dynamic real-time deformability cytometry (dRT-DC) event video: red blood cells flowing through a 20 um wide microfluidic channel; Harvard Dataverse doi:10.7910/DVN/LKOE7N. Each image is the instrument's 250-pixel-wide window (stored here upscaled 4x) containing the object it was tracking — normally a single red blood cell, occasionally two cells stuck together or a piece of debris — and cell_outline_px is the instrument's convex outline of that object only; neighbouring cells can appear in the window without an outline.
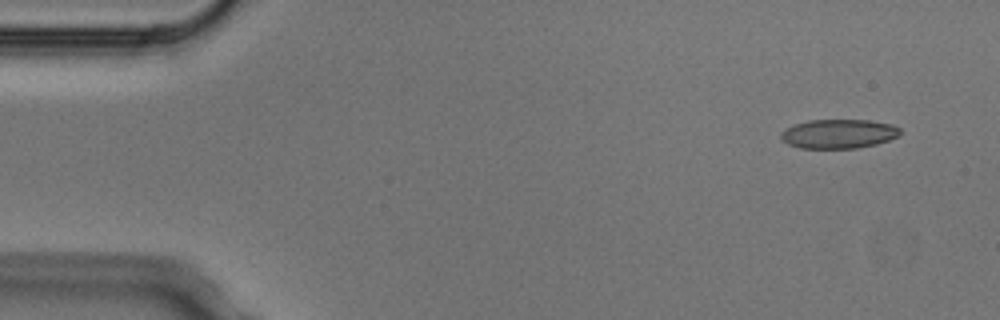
{"species": "Egyptian fruit bat (a non-hibernating species)", "species_latin": "Rousettus aegyptiacus", "temperature_condition": "cold", "stored_images_in_passage": 4, "camera_frame_rate_fps": 3000, "um_per_image_px": 0.085, "animal": {"sex": "male"}, "frame": {"image": 1, "passage_image": 1, "time_ms": 0.0, "image_size_px": [1000, 320], "cell_outline_px": [[900, 136], [876, 144], [856, 148], [800, 148], [788, 144], [780, 136], [780, 132], [796, 124], [808, 120], [868, 120], [892, 124], [900, 128]], "centroid_in_image_um": [71.31, 11.37], "position_along_channel_um": 13.7, "area_um2": 20.17}}
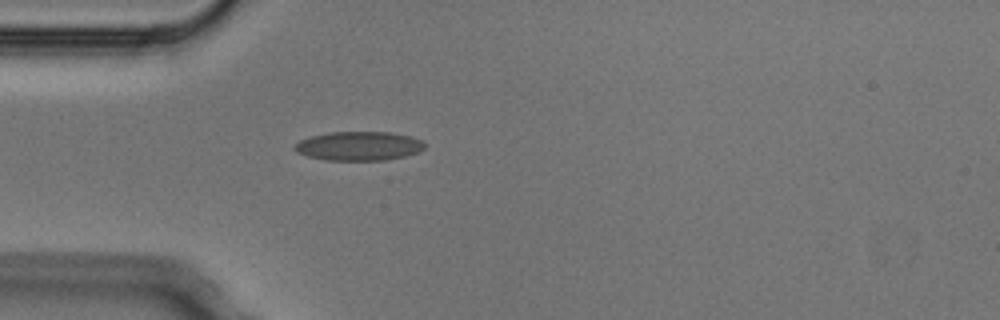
{"frame": {"image": 2, "passage_image": 4, "time_ms": 1.0, "image_size_px": [1000, 320], "cell_outline_px": [[424, 148], [420, 152], [404, 156], [384, 160], [324, 160], [308, 156], [296, 152], [292, 148], [300, 140], [312, 136], [328, 132], [392, 132], [412, 136], [424, 140]], "centroid_in_image_um": [30.53, 12.4], "position_along_channel_um": 54.5, "area_um2": 22.14}}